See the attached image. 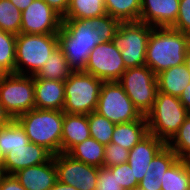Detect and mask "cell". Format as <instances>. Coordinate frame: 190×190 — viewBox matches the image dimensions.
<instances>
[{
  "label": "cell",
  "mask_w": 190,
  "mask_h": 190,
  "mask_svg": "<svg viewBox=\"0 0 190 190\" xmlns=\"http://www.w3.org/2000/svg\"><path fill=\"white\" fill-rule=\"evenodd\" d=\"M120 21L105 14L87 19H62L58 33L69 67L73 71H84L90 52L103 41H112Z\"/></svg>",
  "instance_id": "1"
},
{
  "label": "cell",
  "mask_w": 190,
  "mask_h": 190,
  "mask_svg": "<svg viewBox=\"0 0 190 190\" xmlns=\"http://www.w3.org/2000/svg\"><path fill=\"white\" fill-rule=\"evenodd\" d=\"M190 35L171 27L153 28L147 44L146 63L155 75L185 64Z\"/></svg>",
  "instance_id": "2"
},
{
  "label": "cell",
  "mask_w": 190,
  "mask_h": 190,
  "mask_svg": "<svg viewBox=\"0 0 190 190\" xmlns=\"http://www.w3.org/2000/svg\"><path fill=\"white\" fill-rule=\"evenodd\" d=\"M15 120L25 131L29 142L45 147L53 155L61 153L63 110L35 108Z\"/></svg>",
  "instance_id": "3"
},
{
  "label": "cell",
  "mask_w": 190,
  "mask_h": 190,
  "mask_svg": "<svg viewBox=\"0 0 190 190\" xmlns=\"http://www.w3.org/2000/svg\"><path fill=\"white\" fill-rule=\"evenodd\" d=\"M58 46V33L16 35L15 74L35 76Z\"/></svg>",
  "instance_id": "4"
},
{
  "label": "cell",
  "mask_w": 190,
  "mask_h": 190,
  "mask_svg": "<svg viewBox=\"0 0 190 190\" xmlns=\"http://www.w3.org/2000/svg\"><path fill=\"white\" fill-rule=\"evenodd\" d=\"M189 114L179 97L157 91L154 105L146 115L148 132L167 144Z\"/></svg>",
  "instance_id": "5"
},
{
  "label": "cell",
  "mask_w": 190,
  "mask_h": 190,
  "mask_svg": "<svg viewBox=\"0 0 190 190\" xmlns=\"http://www.w3.org/2000/svg\"><path fill=\"white\" fill-rule=\"evenodd\" d=\"M103 81L84 71H73L64 81L65 104L68 114L88 115L96 111Z\"/></svg>",
  "instance_id": "6"
},
{
  "label": "cell",
  "mask_w": 190,
  "mask_h": 190,
  "mask_svg": "<svg viewBox=\"0 0 190 190\" xmlns=\"http://www.w3.org/2000/svg\"><path fill=\"white\" fill-rule=\"evenodd\" d=\"M152 29V26L140 21L120 23L112 42L120 50L126 69L145 65Z\"/></svg>",
  "instance_id": "7"
},
{
  "label": "cell",
  "mask_w": 190,
  "mask_h": 190,
  "mask_svg": "<svg viewBox=\"0 0 190 190\" xmlns=\"http://www.w3.org/2000/svg\"><path fill=\"white\" fill-rule=\"evenodd\" d=\"M0 102L14 120L35 109L34 76L0 74Z\"/></svg>",
  "instance_id": "8"
},
{
  "label": "cell",
  "mask_w": 190,
  "mask_h": 190,
  "mask_svg": "<svg viewBox=\"0 0 190 190\" xmlns=\"http://www.w3.org/2000/svg\"><path fill=\"white\" fill-rule=\"evenodd\" d=\"M142 116L152 109L158 91L157 77L147 66L128 68L118 81Z\"/></svg>",
  "instance_id": "9"
},
{
  "label": "cell",
  "mask_w": 190,
  "mask_h": 190,
  "mask_svg": "<svg viewBox=\"0 0 190 190\" xmlns=\"http://www.w3.org/2000/svg\"><path fill=\"white\" fill-rule=\"evenodd\" d=\"M95 112L114 124L142 117L118 81L103 82Z\"/></svg>",
  "instance_id": "10"
},
{
  "label": "cell",
  "mask_w": 190,
  "mask_h": 190,
  "mask_svg": "<svg viewBox=\"0 0 190 190\" xmlns=\"http://www.w3.org/2000/svg\"><path fill=\"white\" fill-rule=\"evenodd\" d=\"M126 70L120 50L112 41H103L90 52L84 72L111 82L119 81Z\"/></svg>",
  "instance_id": "11"
},
{
  "label": "cell",
  "mask_w": 190,
  "mask_h": 190,
  "mask_svg": "<svg viewBox=\"0 0 190 190\" xmlns=\"http://www.w3.org/2000/svg\"><path fill=\"white\" fill-rule=\"evenodd\" d=\"M57 180L79 190H96L99 168L73 159L67 153L53 155Z\"/></svg>",
  "instance_id": "12"
},
{
  "label": "cell",
  "mask_w": 190,
  "mask_h": 190,
  "mask_svg": "<svg viewBox=\"0 0 190 190\" xmlns=\"http://www.w3.org/2000/svg\"><path fill=\"white\" fill-rule=\"evenodd\" d=\"M62 17L44 0H34L21 14L20 33H59Z\"/></svg>",
  "instance_id": "13"
},
{
  "label": "cell",
  "mask_w": 190,
  "mask_h": 190,
  "mask_svg": "<svg viewBox=\"0 0 190 190\" xmlns=\"http://www.w3.org/2000/svg\"><path fill=\"white\" fill-rule=\"evenodd\" d=\"M180 0H141L140 22L153 28L172 27L179 13Z\"/></svg>",
  "instance_id": "14"
},
{
  "label": "cell",
  "mask_w": 190,
  "mask_h": 190,
  "mask_svg": "<svg viewBox=\"0 0 190 190\" xmlns=\"http://www.w3.org/2000/svg\"><path fill=\"white\" fill-rule=\"evenodd\" d=\"M53 154L43 146L29 142L24 147L13 148L5 155L4 173L13 175L20 169L44 164Z\"/></svg>",
  "instance_id": "15"
},
{
  "label": "cell",
  "mask_w": 190,
  "mask_h": 190,
  "mask_svg": "<svg viewBox=\"0 0 190 190\" xmlns=\"http://www.w3.org/2000/svg\"><path fill=\"white\" fill-rule=\"evenodd\" d=\"M165 145L163 140L148 133L129 151L127 163L132 168L138 182L143 179L150 162Z\"/></svg>",
  "instance_id": "16"
},
{
  "label": "cell",
  "mask_w": 190,
  "mask_h": 190,
  "mask_svg": "<svg viewBox=\"0 0 190 190\" xmlns=\"http://www.w3.org/2000/svg\"><path fill=\"white\" fill-rule=\"evenodd\" d=\"M26 190H50L57 181L55 160L20 169L13 174Z\"/></svg>",
  "instance_id": "17"
},
{
  "label": "cell",
  "mask_w": 190,
  "mask_h": 190,
  "mask_svg": "<svg viewBox=\"0 0 190 190\" xmlns=\"http://www.w3.org/2000/svg\"><path fill=\"white\" fill-rule=\"evenodd\" d=\"M35 108L63 110L65 104L64 81L34 77Z\"/></svg>",
  "instance_id": "18"
},
{
  "label": "cell",
  "mask_w": 190,
  "mask_h": 190,
  "mask_svg": "<svg viewBox=\"0 0 190 190\" xmlns=\"http://www.w3.org/2000/svg\"><path fill=\"white\" fill-rule=\"evenodd\" d=\"M178 159L176 153L166 144L152 159L138 188L143 190H161L166 170Z\"/></svg>",
  "instance_id": "19"
},
{
  "label": "cell",
  "mask_w": 190,
  "mask_h": 190,
  "mask_svg": "<svg viewBox=\"0 0 190 190\" xmlns=\"http://www.w3.org/2000/svg\"><path fill=\"white\" fill-rule=\"evenodd\" d=\"M90 137L88 115L64 112L61 153H68L75 145Z\"/></svg>",
  "instance_id": "20"
},
{
  "label": "cell",
  "mask_w": 190,
  "mask_h": 190,
  "mask_svg": "<svg viewBox=\"0 0 190 190\" xmlns=\"http://www.w3.org/2000/svg\"><path fill=\"white\" fill-rule=\"evenodd\" d=\"M148 133L146 116H142L132 122L116 124L111 143H116L130 151Z\"/></svg>",
  "instance_id": "21"
},
{
  "label": "cell",
  "mask_w": 190,
  "mask_h": 190,
  "mask_svg": "<svg viewBox=\"0 0 190 190\" xmlns=\"http://www.w3.org/2000/svg\"><path fill=\"white\" fill-rule=\"evenodd\" d=\"M158 91L180 97L190 82V73L185 64L171 67L156 75Z\"/></svg>",
  "instance_id": "22"
},
{
  "label": "cell",
  "mask_w": 190,
  "mask_h": 190,
  "mask_svg": "<svg viewBox=\"0 0 190 190\" xmlns=\"http://www.w3.org/2000/svg\"><path fill=\"white\" fill-rule=\"evenodd\" d=\"M105 146L90 137L75 145L67 154L85 164L103 167Z\"/></svg>",
  "instance_id": "23"
},
{
  "label": "cell",
  "mask_w": 190,
  "mask_h": 190,
  "mask_svg": "<svg viewBox=\"0 0 190 190\" xmlns=\"http://www.w3.org/2000/svg\"><path fill=\"white\" fill-rule=\"evenodd\" d=\"M72 72L73 70L69 67L62 49L58 46L34 77L65 81Z\"/></svg>",
  "instance_id": "24"
},
{
  "label": "cell",
  "mask_w": 190,
  "mask_h": 190,
  "mask_svg": "<svg viewBox=\"0 0 190 190\" xmlns=\"http://www.w3.org/2000/svg\"><path fill=\"white\" fill-rule=\"evenodd\" d=\"M190 179V160L177 159L165 172L161 190H187Z\"/></svg>",
  "instance_id": "25"
},
{
  "label": "cell",
  "mask_w": 190,
  "mask_h": 190,
  "mask_svg": "<svg viewBox=\"0 0 190 190\" xmlns=\"http://www.w3.org/2000/svg\"><path fill=\"white\" fill-rule=\"evenodd\" d=\"M106 13L120 22L140 20L141 0H104Z\"/></svg>",
  "instance_id": "26"
},
{
  "label": "cell",
  "mask_w": 190,
  "mask_h": 190,
  "mask_svg": "<svg viewBox=\"0 0 190 190\" xmlns=\"http://www.w3.org/2000/svg\"><path fill=\"white\" fill-rule=\"evenodd\" d=\"M107 14L104 0H70L62 19H87Z\"/></svg>",
  "instance_id": "27"
},
{
  "label": "cell",
  "mask_w": 190,
  "mask_h": 190,
  "mask_svg": "<svg viewBox=\"0 0 190 190\" xmlns=\"http://www.w3.org/2000/svg\"><path fill=\"white\" fill-rule=\"evenodd\" d=\"M28 143L25 131L16 120L0 128V148L5 155L13 148L24 147Z\"/></svg>",
  "instance_id": "28"
},
{
  "label": "cell",
  "mask_w": 190,
  "mask_h": 190,
  "mask_svg": "<svg viewBox=\"0 0 190 190\" xmlns=\"http://www.w3.org/2000/svg\"><path fill=\"white\" fill-rule=\"evenodd\" d=\"M16 35L0 30V74L15 73Z\"/></svg>",
  "instance_id": "29"
},
{
  "label": "cell",
  "mask_w": 190,
  "mask_h": 190,
  "mask_svg": "<svg viewBox=\"0 0 190 190\" xmlns=\"http://www.w3.org/2000/svg\"><path fill=\"white\" fill-rule=\"evenodd\" d=\"M90 136L104 146L111 142L115 125L97 112L88 114Z\"/></svg>",
  "instance_id": "30"
},
{
  "label": "cell",
  "mask_w": 190,
  "mask_h": 190,
  "mask_svg": "<svg viewBox=\"0 0 190 190\" xmlns=\"http://www.w3.org/2000/svg\"><path fill=\"white\" fill-rule=\"evenodd\" d=\"M21 14L10 0H0V30L18 35L21 30Z\"/></svg>",
  "instance_id": "31"
},
{
  "label": "cell",
  "mask_w": 190,
  "mask_h": 190,
  "mask_svg": "<svg viewBox=\"0 0 190 190\" xmlns=\"http://www.w3.org/2000/svg\"><path fill=\"white\" fill-rule=\"evenodd\" d=\"M167 145L176 153L178 159L190 160V114Z\"/></svg>",
  "instance_id": "32"
},
{
  "label": "cell",
  "mask_w": 190,
  "mask_h": 190,
  "mask_svg": "<svg viewBox=\"0 0 190 190\" xmlns=\"http://www.w3.org/2000/svg\"><path fill=\"white\" fill-rule=\"evenodd\" d=\"M108 169L113 175H116V180L124 190H135L138 187L139 182L134 177L132 168L127 162L108 167Z\"/></svg>",
  "instance_id": "33"
},
{
  "label": "cell",
  "mask_w": 190,
  "mask_h": 190,
  "mask_svg": "<svg viewBox=\"0 0 190 190\" xmlns=\"http://www.w3.org/2000/svg\"><path fill=\"white\" fill-rule=\"evenodd\" d=\"M129 150L116 143H109L105 146L103 167L108 168L120 165L128 161Z\"/></svg>",
  "instance_id": "34"
},
{
  "label": "cell",
  "mask_w": 190,
  "mask_h": 190,
  "mask_svg": "<svg viewBox=\"0 0 190 190\" xmlns=\"http://www.w3.org/2000/svg\"><path fill=\"white\" fill-rule=\"evenodd\" d=\"M171 28L190 35V0H180L177 20Z\"/></svg>",
  "instance_id": "35"
},
{
  "label": "cell",
  "mask_w": 190,
  "mask_h": 190,
  "mask_svg": "<svg viewBox=\"0 0 190 190\" xmlns=\"http://www.w3.org/2000/svg\"><path fill=\"white\" fill-rule=\"evenodd\" d=\"M96 190H124L116 180V175L105 167L99 168Z\"/></svg>",
  "instance_id": "36"
},
{
  "label": "cell",
  "mask_w": 190,
  "mask_h": 190,
  "mask_svg": "<svg viewBox=\"0 0 190 190\" xmlns=\"http://www.w3.org/2000/svg\"><path fill=\"white\" fill-rule=\"evenodd\" d=\"M0 190H26L14 175L5 174L0 181Z\"/></svg>",
  "instance_id": "37"
},
{
  "label": "cell",
  "mask_w": 190,
  "mask_h": 190,
  "mask_svg": "<svg viewBox=\"0 0 190 190\" xmlns=\"http://www.w3.org/2000/svg\"><path fill=\"white\" fill-rule=\"evenodd\" d=\"M53 10L63 17L69 6L70 0H44Z\"/></svg>",
  "instance_id": "38"
},
{
  "label": "cell",
  "mask_w": 190,
  "mask_h": 190,
  "mask_svg": "<svg viewBox=\"0 0 190 190\" xmlns=\"http://www.w3.org/2000/svg\"><path fill=\"white\" fill-rule=\"evenodd\" d=\"M14 119L11 115L6 111L5 107L0 102V128L7 126L10 124Z\"/></svg>",
  "instance_id": "39"
},
{
  "label": "cell",
  "mask_w": 190,
  "mask_h": 190,
  "mask_svg": "<svg viewBox=\"0 0 190 190\" xmlns=\"http://www.w3.org/2000/svg\"><path fill=\"white\" fill-rule=\"evenodd\" d=\"M179 99L181 103L183 104V106L190 113V82L181 93Z\"/></svg>",
  "instance_id": "40"
},
{
  "label": "cell",
  "mask_w": 190,
  "mask_h": 190,
  "mask_svg": "<svg viewBox=\"0 0 190 190\" xmlns=\"http://www.w3.org/2000/svg\"><path fill=\"white\" fill-rule=\"evenodd\" d=\"M34 0H10L19 10L24 11Z\"/></svg>",
  "instance_id": "41"
},
{
  "label": "cell",
  "mask_w": 190,
  "mask_h": 190,
  "mask_svg": "<svg viewBox=\"0 0 190 190\" xmlns=\"http://www.w3.org/2000/svg\"><path fill=\"white\" fill-rule=\"evenodd\" d=\"M50 190H79L75 186L64 184L60 181H56L54 186Z\"/></svg>",
  "instance_id": "42"
},
{
  "label": "cell",
  "mask_w": 190,
  "mask_h": 190,
  "mask_svg": "<svg viewBox=\"0 0 190 190\" xmlns=\"http://www.w3.org/2000/svg\"><path fill=\"white\" fill-rule=\"evenodd\" d=\"M185 65L190 73V47L187 50L186 57H185Z\"/></svg>",
  "instance_id": "43"
},
{
  "label": "cell",
  "mask_w": 190,
  "mask_h": 190,
  "mask_svg": "<svg viewBox=\"0 0 190 190\" xmlns=\"http://www.w3.org/2000/svg\"><path fill=\"white\" fill-rule=\"evenodd\" d=\"M4 165H5V154L0 148V169H2L3 171H4Z\"/></svg>",
  "instance_id": "44"
},
{
  "label": "cell",
  "mask_w": 190,
  "mask_h": 190,
  "mask_svg": "<svg viewBox=\"0 0 190 190\" xmlns=\"http://www.w3.org/2000/svg\"><path fill=\"white\" fill-rule=\"evenodd\" d=\"M5 175L4 171L2 169H0V181L2 179V177Z\"/></svg>",
  "instance_id": "45"
},
{
  "label": "cell",
  "mask_w": 190,
  "mask_h": 190,
  "mask_svg": "<svg viewBox=\"0 0 190 190\" xmlns=\"http://www.w3.org/2000/svg\"><path fill=\"white\" fill-rule=\"evenodd\" d=\"M187 190H190V179H189V182H188V188Z\"/></svg>",
  "instance_id": "46"
}]
</instances>
